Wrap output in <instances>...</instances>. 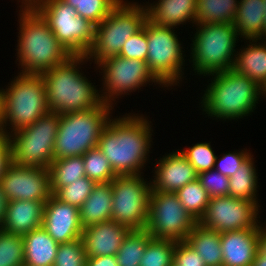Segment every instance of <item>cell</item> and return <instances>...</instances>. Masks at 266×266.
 I'll list each match as a JSON object with an SVG mask.
<instances>
[{"instance_id": "6da1fadb", "label": "cell", "mask_w": 266, "mask_h": 266, "mask_svg": "<svg viewBox=\"0 0 266 266\" xmlns=\"http://www.w3.org/2000/svg\"><path fill=\"white\" fill-rule=\"evenodd\" d=\"M152 123L143 114L126 113L110 118L97 147L106 156L117 176L143 174L152 142ZM148 155V156H147Z\"/></svg>"}, {"instance_id": "7a4b0ae2", "label": "cell", "mask_w": 266, "mask_h": 266, "mask_svg": "<svg viewBox=\"0 0 266 266\" xmlns=\"http://www.w3.org/2000/svg\"><path fill=\"white\" fill-rule=\"evenodd\" d=\"M17 60L22 74L41 75L65 63L72 55L54 36L48 22L31 5L21 4Z\"/></svg>"}, {"instance_id": "3957f363", "label": "cell", "mask_w": 266, "mask_h": 266, "mask_svg": "<svg viewBox=\"0 0 266 266\" xmlns=\"http://www.w3.org/2000/svg\"><path fill=\"white\" fill-rule=\"evenodd\" d=\"M88 61L86 56H71L65 63L41 74L51 112L62 115L85 111L103 103L100 89L97 90L82 73L80 66Z\"/></svg>"}, {"instance_id": "277c9868", "label": "cell", "mask_w": 266, "mask_h": 266, "mask_svg": "<svg viewBox=\"0 0 266 266\" xmlns=\"http://www.w3.org/2000/svg\"><path fill=\"white\" fill-rule=\"evenodd\" d=\"M207 76H212V79L200 104L208 117L237 120L254 112L262 97L261 87L254 80L233 69Z\"/></svg>"}, {"instance_id": "5b68a950", "label": "cell", "mask_w": 266, "mask_h": 266, "mask_svg": "<svg viewBox=\"0 0 266 266\" xmlns=\"http://www.w3.org/2000/svg\"><path fill=\"white\" fill-rule=\"evenodd\" d=\"M195 25L196 33L190 44L191 61L189 59L193 71L207 76L232 69L239 40L234 23Z\"/></svg>"}, {"instance_id": "8992f818", "label": "cell", "mask_w": 266, "mask_h": 266, "mask_svg": "<svg viewBox=\"0 0 266 266\" xmlns=\"http://www.w3.org/2000/svg\"><path fill=\"white\" fill-rule=\"evenodd\" d=\"M112 109L111 105L102 103L85 111L60 115L54 142V160L82 156L97 147L102 130L112 116Z\"/></svg>"}, {"instance_id": "52a82bcc", "label": "cell", "mask_w": 266, "mask_h": 266, "mask_svg": "<svg viewBox=\"0 0 266 266\" xmlns=\"http://www.w3.org/2000/svg\"><path fill=\"white\" fill-rule=\"evenodd\" d=\"M9 83L3 89L2 130L11 134L32 125L50 110L42 75L18 73Z\"/></svg>"}, {"instance_id": "ba28073f", "label": "cell", "mask_w": 266, "mask_h": 266, "mask_svg": "<svg viewBox=\"0 0 266 266\" xmlns=\"http://www.w3.org/2000/svg\"><path fill=\"white\" fill-rule=\"evenodd\" d=\"M146 20L145 6L121 0L95 26L93 44L85 56L89 61L94 60L96 66L109 57L118 56L124 43L143 28Z\"/></svg>"}, {"instance_id": "9c48e42d", "label": "cell", "mask_w": 266, "mask_h": 266, "mask_svg": "<svg viewBox=\"0 0 266 266\" xmlns=\"http://www.w3.org/2000/svg\"><path fill=\"white\" fill-rule=\"evenodd\" d=\"M30 4L48 22L54 36L72 56L87 54L94 40V24L62 0H33Z\"/></svg>"}, {"instance_id": "30bf717a", "label": "cell", "mask_w": 266, "mask_h": 266, "mask_svg": "<svg viewBox=\"0 0 266 266\" xmlns=\"http://www.w3.org/2000/svg\"><path fill=\"white\" fill-rule=\"evenodd\" d=\"M60 114L49 111L32 125L10 134L12 162L19 166L49 169L54 161V142Z\"/></svg>"}, {"instance_id": "8fae6325", "label": "cell", "mask_w": 266, "mask_h": 266, "mask_svg": "<svg viewBox=\"0 0 266 266\" xmlns=\"http://www.w3.org/2000/svg\"><path fill=\"white\" fill-rule=\"evenodd\" d=\"M174 31V27L159 26L146 20V63L154 76L167 88L177 86L185 78L183 66L186 55L182 50V42Z\"/></svg>"}, {"instance_id": "7c38bea8", "label": "cell", "mask_w": 266, "mask_h": 266, "mask_svg": "<svg viewBox=\"0 0 266 266\" xmlns=\"http://www.w3.org/2000/svg\"><path fill=\"white\" fill-rule=\"evenodd\" d=\"M141 175H119L111 182V220L130 230L145 229L148 221L152 186Z\"/></svg>"}, {"instance_id": "4fadbf2b", "label": "cell", "mask_w": 266, "mask_h": 266, "mask_svg": "<svg viewBox=\"0 0 266 266\" xmlns=\"http://www.w3.org/2000/svg\"><path fill=\"white\" fill-rule=\"evenodd\" d=\"M102 71V102L114 107L118 96L130 95L150 83L165 87L149 70L145 61L113 56L101 61L97 66ZM114 102V103H113Z\"/></svg>"}, {"instance_id": "5bb4252c", "label": "cell", "mask_w": 266, "mask_h": 266, "mask_svg": "<svg viewBox=\"0 0 266 266\" xmlns=\"http://www.w3.org/2000/svg\"><path fill=\"white\" fill-rule=\"evenodd\" d=\"M196 223L175 193L151 191L145 229L152 238L185 241Z\"/></svg>"}, {"instance_id": "9a60e30c", "label": "cell", "mask_w": 266, "mask_h": 266, "mask_svg": "<svg viewBox=\"0 0 266 266\" xmlns=\"http://www.w3.org/2000/svg\"><path fill=\"white\" fill-rule=\"evenodd\" d=\"M259 207L251 201L232 196L212 197L198 222L219 233L260 229V220L257 219L260 218Z\"/></svg>"}, {"instance_id": "2e32d148", "label": "cell", "mask_w": 266, "mask_h": 266, "mask_svg": "<svg viewBox=\"0 0 266 266\" xmlns=\"http://www.w3.org/2000/svg\"><path fill=\"white\" fill-rule=\"evenodd\" d=\"M0 186L8 201H47L52 195L49 169L19 166L14 162L6 169Z\"/></svg>"}, {"instance_id": "e0dca14e", "label": "cell", "mask_w": 266, "mask_h": 266, "mask_svg": "<svg viewBox=\"0 0 266 266\" xmlns=\"http://www.w3.org/2000/svg\"><path fill=\"white\" fill-rule=\"evenodd\" d=\"M42 228L58 244L81 238L83 227L79 208L60 201L52 194L44 205Z\"/></svg>"}, {"instance_id": "ac0fdd59", "label": "cell", "mask_w": 266, "mask_h": 266, "mask_svg": "<svg viewBox=\"0 0 266 266\" xmlns=\"http://www.w3.org/2000/svg\"><path fill=\"white\" fill-rule=\"evenodd\" d=\"M156 163L154 179L151 181L152 190L175 193L198 177L194 167L180 150L163 155Z\"/></svg>"}, {"instance_id": "d6986e66", "label": "cell", "mask_w": 266, "mask_h": 266, "mask_svg": "<svg viewBox=\"0 0 266 266\" xmlns=\"http://www.w3.org/2000/svg\"><path fill=\"white\" fill-rule=\"evenodd\" d=\"M129 231L112 220L83 228L81 239L86 257L116 255Z\"/></svg>"}, {"instance_id": "ffe728a7", "label": "cell", "mask_w": 266, "mask_h": 266, "mask_svg": "<svg viewBox=\"0 0 266 266\" xmlns=\"http://www.w3.org/2000/svg\"><path fill=\"white\" fill-rule=\"evenodd\" d=\"M259 230L220 233L223 266H252L258 250Z\"/></svg>"}, {"instance_id": "44dd1931", "label": "cell", "mask_w": 266, "mask_h": 266, "mask_svg": "<svg viewBox=\"0 0 266 266\" xmlns=\"http://www.w3.org/2000/svg\"><path fill=\"white\" fill-rule=\"evenodd\" d=\"M46 201H8L0 227L6 233L24 236L42 227Z\"/></svg>"}, {"instance_id": "7402d4cb", "label": "cell", "mask_w": 266, "mask_h": 266, "mask_svg": "<svg viewBox=\"0 0 266 266\" xmlns=\"http://www.w3.org/2000/svg\"><path fill=\"white\" fill-rule=\"evenodd\" d=\"M144 6L147 20L156 25L175 28L186 22L196 24L197 0H158Z\"/></svg>"}, {"instance_id": "603a6c76", "label": "cell", "mask_w": 266, "mask_h": 266, "mask_svg": "<svg viewBox=\"0 0 266 266\" xmlns=\"http://www.w3.org/2000/svg\"><path fill=\"white\" fill-rule=\"evenodd\" d=\"M259 41L260 39H249V44L241 48V52L237 51L232 69L254 80L261 87L266 81V41Z\"/></svg>"}, {"instance_id": "cb8c5ba5", "label": "cell", "mask_w": 266, "mask_h": 266, "mask_svg": "<svg viewBox=\"0 0 266 266\" xmlns=\"http://www.w3.org/2000/svg\"><path fill=\"white\" fill-rule=\"evenodd\" d=\"M112 202L111 182L96 183L89 197L79 208L82 227L85 228L100 222L110 221Z\"/></svg>"}, {"instance_id": "d4e9b609", "label": "cell", "mask_w": 266, "mask_h": 266, "mask_svg": "<svg viewBox=\"0 0 266 266\" xmlns=\"http://www.w3.org/2000/svg\"><path fill=\"white\" fill-rule=\"evenodd\" d=\"M24 266H53L59 244L41 227L23 236Z\"/></svg>"}, {"instance_id": "484cf974", "label": "cell", "mask_w": 266, "mask_h": 266, "mask_svg": "<svg viewBox=\"0 0 266 266\" xmlns=\"http://www.w3.org/2000/svg\"><path fill=\"white\" fill-rule=\"evenodd\" d=\"M185 241L202 256L206 266H223L219 232L197 222Z\"/></svg>"}, {"instance_id": "4316f807", "label": "cell", "mask_w": 266, "mask_h": 266, "mask_svg": "<svg viewBox=\"0 0 266 266\" xmlns=\"http://www.w3.org/2000/svg\"><path fill=\"white\" fill-rule=\"evenodd\" d=\"M234 21L237 35L244 40L261 39L264 26L263 0H239Z\"/></svg>"}, {"instance_id": "83f0119b", "label": "cell", "mask_w": 266, "mask_h": 266, "mask_svg": "<svg viewBox=\"0 0 266 266\" xmlns=\"http://www.w3.org/2000/svg\"><path fill=\"white\" fill-rule=\"evenodd\" d=\"M251 155L239 168V170L229 178V196L239 199H246L258 203L257 188L258 176L255 168V162Z\"/></svg>"}, {"instance_id": "f1b7e54d", "label": "cell", "mask_w": 266, "mask_h": 266, "mask_svg": "<svg viewBox=\"0 0 266 266\" xmlns=\"http://www.w3.org/2000/svg\"><path fill=\"white\" fill-rule=\"evenodd\" d=\"M239 0H197L196 24L234 23Z\"/></svg>"}, {"instance_id": "f546056e", "label": "cell", "mask_w": 266, "mask_h": 266, "mask_svg": "<svg viewBox=\"0 0 266 266\" xmlns=\"http://www.w3.org/2000/svg\"><path fill=\"white\" fill-rule=\"evenodd\" d=\"M51 193L59 188L85 177V166L82 156L55 159L49 167Z\"/></svg>"}, {"instance_id": "4dcf8cb0", "label": "cell", "mask_w": 266, "mask_h": 266, "mask_svg": "<svg viewBox=\"0 0 266 266\" xmlns=\"http://www.w3.org/2000/svg\"><path fill=\"white\" fill-rule=\"evenodd\" d=\"M152 239L146 229L130 230L118 249V266H139L148 242Z\"/></svg>"}, {"instance_id": "1f68e13d", "label": "cell", "mask_w": 266, "mask_h": 266, "mask_svg": "<svg viewBox=\"0 0 266 266\" xmlns=\"http://www.w3.org/2000/svg\"><path fill=\"white\" fill-rule=\"evenodd\" d=\"M175 194L182 206L198 222L204 215L210 200L200 181L196 179L186 184L177 190Z\"/></svg>"}, {"instance_id": "d6a6232c", "label": "cell", "mask_w": 266, "mask_h": 266, "mask_svg": "<svg viewBox=\"0 0 266 266\" xmlns=\"http://www.w3.org/2000/svg\"><path fill=\"white\" fill-rule=\"evenodd\" d=\"M85 176L95 183L112 182L117 176L106 156L95 147L82 155Z\"/></svg>"}, {"instance_id": "836d02e7", "label": "cell", "mask_w": 266, "mask_h": 266, "mask_svg": "<svg viewBox=\"0 0 266 266\" xmlns=\"http://www.w3.org/2000/svg\"><path fill=\"white\" fill-rule=\"evenodd\" d=\"M176 242L170 239L152 238L146 246L139 266H172Z\"/></svg>"}, {"instance_id": "e575fe53", "label": "cell", "mask_w": 266, "mask_h": 266, "mask_svg": "<svg viewBox=\"0 0 266 266\" xmlns=\"http://www.w3.org/2000/svg\"><path fill=\"white\" fill-rule=\"evenodd\" d=\"M74 7L77 14L97 26L121 0H62Z\"/></svg>"}, {"instance_id": "d590c367", "label": "cell", "mask_w": 266, "mask_h": 266, "mask_svg": "<svg viewBox=\"0 0 266 266\" xmlns=\"http://www.w3.org/2000/svg\"><path fill=\"white\" fill-rule=\"evenodd\" d=\"M0 266H24L23 236L0 229Z\"/></svg>"}, {"instance_id": "8d00e7d4", "label": "cell", "mask_w": 266, "mask_h": 266, "mask_svg": "<svg viewBox=\"0 0 266 266\" xmlns=\"http://www.w3.org/2000/svg\"><path fill=\"white\" fill-rule=\"evenodd\" d=\"M96 183L88 177H82L59 188L53 195L64 203L75 205L78 208L86 201Z\"/></svg>"}, {"instance_id": "74e56055", "label": "cell", "mask_w": 266, "mask_h": 266, "mask_svg": "<svg viewBox=\"0 0 266 266\" xmlns=\"http://www.w3.org/2000/svg\"><path fill=\"white\" fill-rule=\"evenodd\" d=\"M180 152L194 167L197 174L214 169L217 155L212 150L210 142H199L186 149H181Z\"/></svg>"}, {"instance_id": "f35d334b", "label": "cell", "mask_w": 266, "mask_h": 266, "mask_svg": "<svg viewBox=\"0 0 266 266\" xmlns=\"http://www.w3.org/2000/svg\"><path fill=\"white\" fill-rule=\"evenodd\" d=\"M86 252L82 239L59 244L53 266H86Z\"/></svg>"}, {"instance_id": "ab89813d", "label": "cell", "mask_w": 266, "mask_h": 266, "mask_svg": "<svg viewBox=\"0 0 266 266\" xmlns=\"http://www.w3.org/2000/svg\"><path fill=\"white\" fill-rule=\"evenodd\" d=\"M197 179L210 198L229 196V177L222 175L216 169L199 173Z\"/></svg>"}, {"instance_id": "60d3db41", "label": "cell", "mask_w": 266, "mask_h": 266, "mask_svg": "<svg viewBox=\"0 0 266 266\" xmlns=\"http://www.w3.org/2000/svg\"><path fill=\"white\" fill-rule=\"evenodd\" d=\"M148 42L146 39V21L143 28L132 35L123 45L119 56L128 59H138L146 62Z\"/></svg>"}, {"instance_id": "b9f144b4", "label": "cell", "mask_w": 266, "mask_h": 266, "mask_svg": "<svg viewBox=\"0 0 266 266\" xmlns=\"http://www.w3.org/2000/svg\"><path fill=\"white\" fill-rule=\"evenodd\" d=\"M250 150L244 148L239 152L236 150L231 153H225L218 159L216 157L214 169L220 172L222 175L228 176L229 178L235 174L240 166L251 156Z\"/></svg>"}, {"instance_id": "7bdbcfd3", "label": "cell", "mask_w": 266, "mask_h": 266, "mask_svg": "<svg viewBox=\"0 0 266 266\" xmlns=\"http://www.w3.org/2000/svg\"><path fill=\"white\" fill-rule=\"evenodd\" d=\"M173 264L176 266H206L199 255L186 241H177Z\"/></svg>"}, {"instance_id": "ee69618b", "label": "cell", "mask_w": 266, "mask_h": 266, "mask_svg": "<svg viewBox=\"0 0 266 266\" xmlns=\"http://www.w3.org/2000/svg\"><path fill=\"white\" fill-rule=\"evenodd\" d=\"M12 163L11 137L6 131L0 130V181L6 169Z\"/></svg>"}, {"instance_id": "f6af8a7d", "label": "cell", "mask_w": 266, "mask_h": 266, "mask_svg": "<svg viewBox=\"0 0 266 266\" xmlns=\"http://www.w3.org/2000/svg\"><path fill=\"white\" fill-rule=\"evenodd\" d=\"M86 266H118L115 255L87 257Z\"/></svg>"}, {"instance_id": "bcb514c9", "label": "cell", "mask_w": 266, "mask_h": 266, "mask_svg": "<svg viewBox=\"0 0 266 266\" xmlns=\"http://www.w3.org/2000/svg\"><path fill=\"white\" fill-rule=\"evenodd\" d=\"M261 224L260 230H259V237H258V250L257 252L262 255L266 256V226Z\"/></svg>"}, {"instance_id": "7dc6e473", "label": "cell", "mask_w": 266, "mask_h": 266, "mask_svg": "<svg viewBox=\"0 0 266 266\" xmlns=\"http://www.w3.org/2000/svg\"><path fill=\"white\" fill-rule=\"evenodd\" d=\"M7 205H8V199L5 197L2 187L0 186V227L4 219Z\"/></svg>"}, {"instance_id": "c3c4849f", "label": "cell", "mask_w": 266, "mask_h": 266, "mask_svg": "<svg viewBox=\"0 0 266 266\" xmlns=\"http://www.w3.org/2000/svg\"><path fill=\"white\" fill-rule=\"evenodd\" d=\"M252 266H266V256H262L257 252Z\"/></svg>"}, {"instance_id": "681fc988", "label": "cell", "mask_w": 266, "mask_h": 266, "mask_svg": "<svg viewBox=\"0 0 266 266\" xmlns=\"http://www.w3.org/2000/svg\"><path fill=\"white\" fill-rule=\"evenodd\" d=\"M3 123V88H0V130H2Z\"/></svg>"}, {"instance_id": "f907efd6", "label": "cell", "mask_w": 266, "mask_h": 266, "mask_svg": "<svg viewBox=\"0 0 266 266\" xmlns=\"http://www.w3.org/2000/svg\"><path fill=\"white\" fill-rule=\"evenodd\" d=\"M263 2H264V11H265V13H264V26H263V29H262V38L260 39V40H266V0H263ZM264 37V38H263Z\"/></svg>"}, {"instance_id": "816d5d0a", "label": "cell", "mask_w": 266, "mask_h": 266, "mask_svg": "<svg viewBox=\"0 0 266 266\" xmlns=\"http://www.w3.org/2000/svg\"><path fill=\"white\" fill-rule=\"evenodd\" d=\"M261 95L266 97V81L265 83L261 86Z\"/></svg>"}, {"instance_id": "f5cc1de1", "label": "cell", "mask_w": 266, "mask_h": 266, "mask_svg": "<svg viewBox=\"0 0 266 266\" xmlns=\"http://www.w3.org/2000/svg\"><path fill=\"white\" fill-rule=\"evenodd\" d=\"M33 0H19L18 2H21V4H30Z\"/></svg>"}]
</instances>
